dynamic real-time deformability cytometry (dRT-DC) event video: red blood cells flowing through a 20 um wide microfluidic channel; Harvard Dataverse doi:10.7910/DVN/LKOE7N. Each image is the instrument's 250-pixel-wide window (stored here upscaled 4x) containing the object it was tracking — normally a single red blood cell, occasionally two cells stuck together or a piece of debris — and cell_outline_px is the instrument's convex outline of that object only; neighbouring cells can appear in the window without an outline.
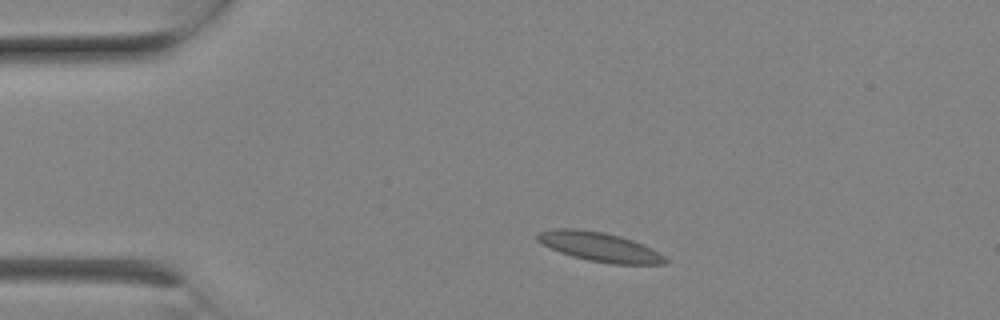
{"species": "Egyptian fruit bat (a non-hibernating species)", "species_latin": "Rousettus aegyptiacus", "temperature_condition": "room temperature", "stored_images_in_passage": 5, "camera_frame_rate_fps": 3000, "um_per_image_px": 0.085, "animal": {"sex": "female"}, "frame": {"image": 1, "passage_image": 2, "time_ms": 0.333, "image_size_px": [1000, 320], "cell_outline_px": [[668, 260], [664, 264], [612, 264], [588, 260], [572, 256], [560, 252], [536, 240], [536, 236], [540, 232], [556, 228], [576, 228], [604, 232], [620, 236], [644, 244], [652, 248], [664, 256]], "centroid_in_image_um": [50.98, 20.98], "position_along_channel_um": 34.0, "area_um2": 21.68}}
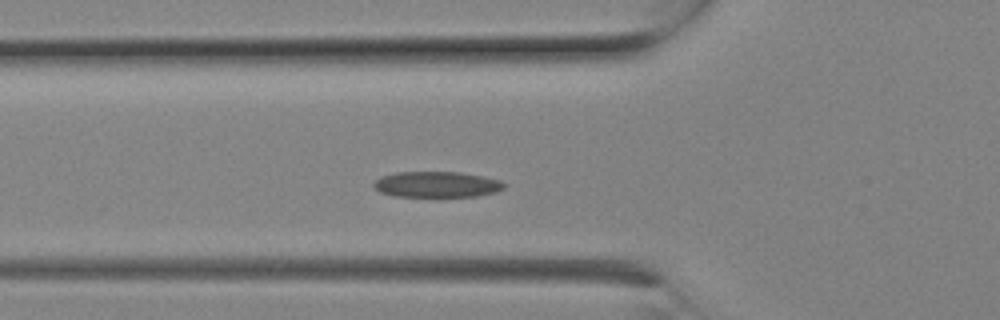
{"frame": {"image": 2, "passage_image": 5, "time_ms": 1.333, "image_size_px": [1000, 320], "cell_outline_px": [[504, 188], [496, 192], [476, 196], [392, 196], [380, 192], [372, 188], [372, 184], [380, 176], [396, 172], [460, 172], [484, 176], [500, 180], [504, 184]], "centroid_in_image_um": [37.08, 15.67], "position_along_channel_um": 88.7, "area_um2": 19.71}}